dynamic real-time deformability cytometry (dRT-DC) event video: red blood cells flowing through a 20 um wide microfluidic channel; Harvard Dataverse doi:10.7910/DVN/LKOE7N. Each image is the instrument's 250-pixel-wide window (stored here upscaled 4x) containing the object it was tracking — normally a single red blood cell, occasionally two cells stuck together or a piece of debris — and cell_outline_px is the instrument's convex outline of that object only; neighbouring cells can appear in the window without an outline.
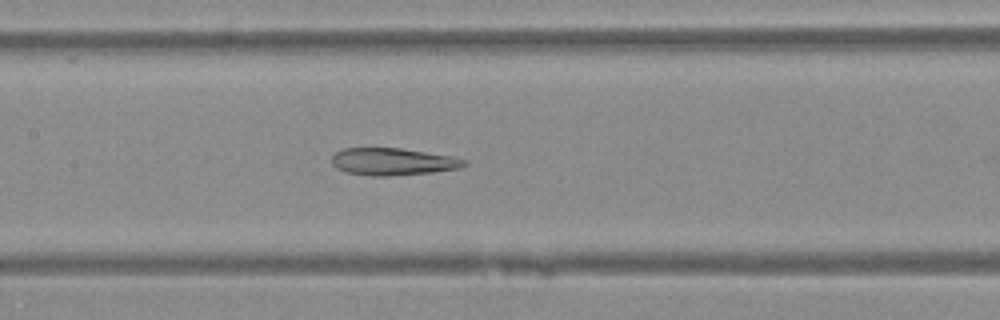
{"species": "Egyptian fruit bat (a non-hibernating species)", "species_latin": "Rousettus aegyptiacus", "temperature_condition": "warm", "stored_images_in_passage": 48, "camera_frame_rate_fps": 3000, "um_per_image_px": 0.085, "animal": {"sex": "female"}, "frame": {"image": 1, "passage_image": 23, "time_ms": 7.333, "image_size_px": [1000, 320], "cell_outline_px": [[468, 164], [460, 168], [432, 172], [388, 176], [372, 176], [348, 172], [336, 168], [332, 164], [332, 156], [336, 152], [344, 148], [400, 148], [448, 156], [464, 160]], "centroid_in_image_um": [33.35, 13.74], "position_along_channel_um": 174.1, "area_um2": 20.69}}
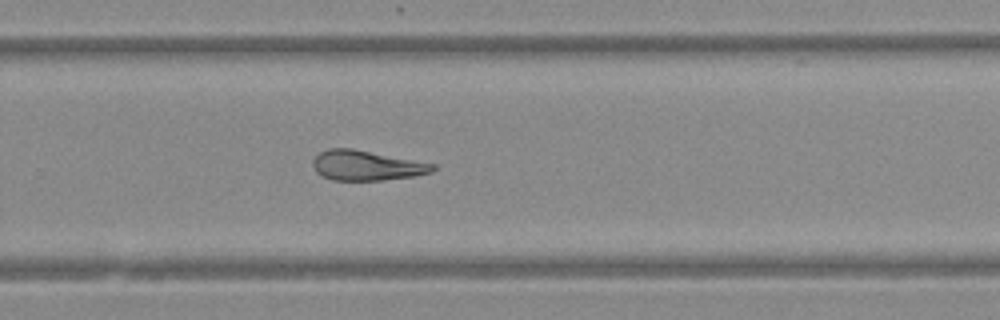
{"frame": {"image": 2, "passage_image": 32, "time_ms": 10.333, "image_size_px": [1000, 320], "cell_outline_px": [[436, 168], [432, 172], [412, 176], [384, 180], [332, 180], [316, 172], [312, 164], [312, 160], [320, 152], [328, 148], [352, 148], [436, 164]], "centroid_in_image_um": [31.15, 14.06], "position_along_channel_um": 298.7, "area_um2": 20.87}}
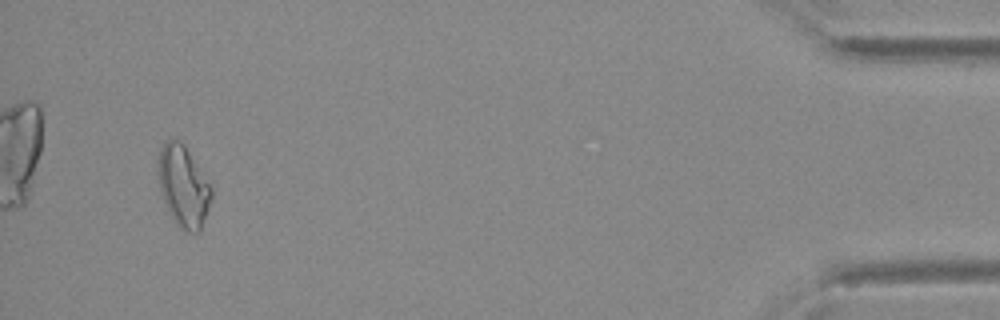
{"frame": {"image": 3, "passage_image": 46, "time_ms": 15.0, "image_size_px": [1000, 320], "cell_outline_px": [[212, 196], [200, 232], [188, 232], [180, 228], [176, 224], [164, 200], [160, 188], [156, 164], [156, 160], [160, 148], [168, 140], [180, 140], [184, 144], [212, 188]], "centroid_in_image_um": [15.56, 15.82], "position_along_channel_um": 419.6, "area_um2": 24.97}}